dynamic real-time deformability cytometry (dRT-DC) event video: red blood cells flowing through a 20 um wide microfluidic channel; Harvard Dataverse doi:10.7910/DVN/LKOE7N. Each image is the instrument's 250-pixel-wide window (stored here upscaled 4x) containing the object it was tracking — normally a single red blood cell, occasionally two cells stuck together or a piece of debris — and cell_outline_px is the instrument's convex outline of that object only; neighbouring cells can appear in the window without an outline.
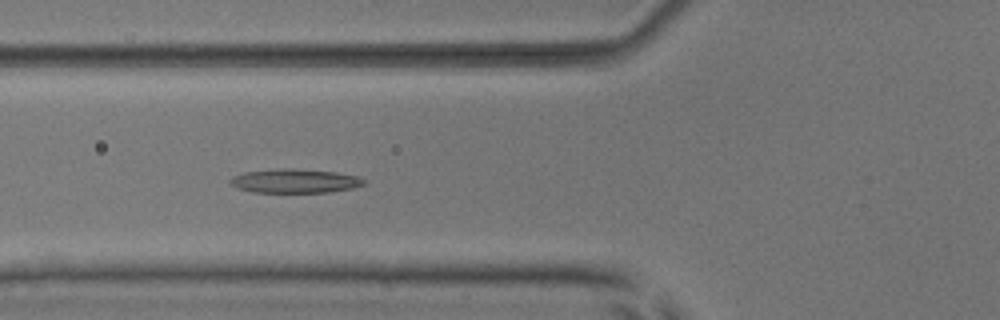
{"species": "common noctule bat (a hibernating species)", "species_latin": "Nyctalus noctula", "temperature_condition": "room temperature", "stored_images_in_passage": 40, "camera_frame_rate_fps": 3000, "um_per_image_px": 0.085, "animal": {"sex": "male", "body_mass_g": 17.9, "forearm_length_mm": 54.2}, "frame": {"image": 1, "passage_image": 6, "time_ms": 1.667, "image_size_px": [1000, 320], "cell_outline_px": [[364, 184], [352, 188], [328, 192], [252, 192], [236, 188], [228, 184], [228, 180], [232, 176], [244, 172], [280, 168], [292, 168], [336, 172], [356, 176], [364, 180]], "centroid_in_image_um": [24.97, 15.38], "position_along_channel_um": 100.8, "area_um2": 18.73}}
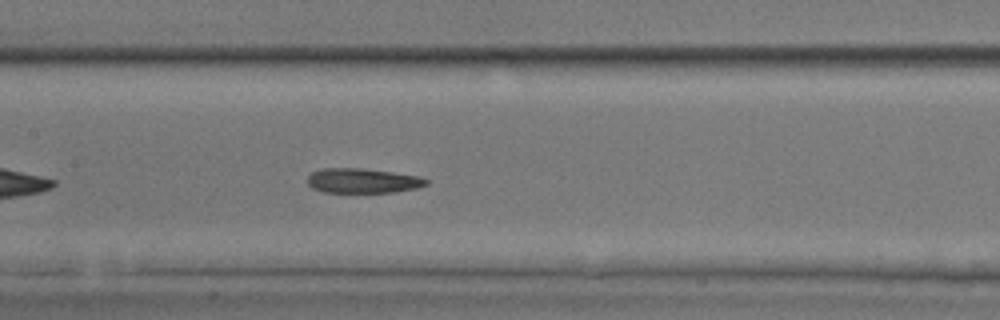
{"frame": {"image": 2, "passage_image": 12, "time_ms": 3.667, "image_size_px": [1000, 320], "cell_outline_px": [[428, 184], [416, 188], [392, 192], [324, 192], [312, 188], [308, 184], [308, 176], [312, 172], [324, 168], [360, 168], [392, 172], [420, 176], [428, 180]], "centroid_in_image_um": [30.83, 15.36], "position_along_channel_um": 176.6, "area_um2": 16.99}}
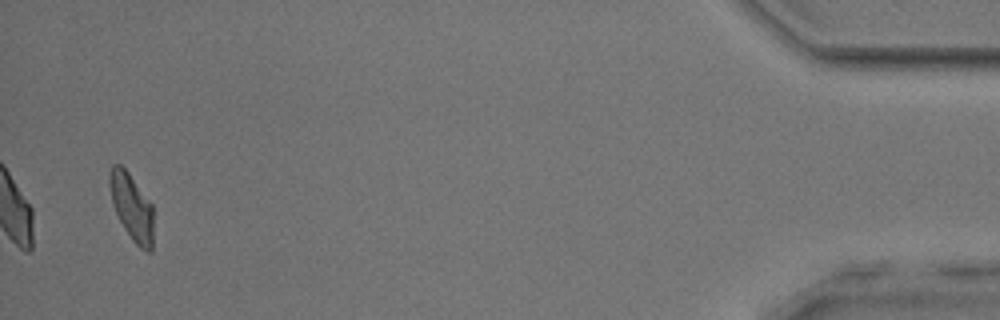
{"frame": {"image": 3, "passage_image": 38, "time_ms": 12.333, "image_size_px": [1000, 320], "cell_outline_px": [[152, 252], [148, 252], [140, 248], [132, 240], [124, 228], [112, 204], [108, 184], [108, 176], [112, 164], [120, 164], [128, 172], [152, 204]], "centroid_in_image_um": [11.17, 17.58], "position_along_channel_um": 424.0, "area_um2": 16.99}, "authors_computed_cell_mechanics": {"area_um2": 17.7157, "velocity_mm_per_s": 3.7963, "shape_relaxation_time_tau1_ms": 7.1306, "shape_relaxation_time_tau2_ms": 7.6027, "deformation_change_tau1": 0.2044, "deformation_change_tau2": 0.1466}}